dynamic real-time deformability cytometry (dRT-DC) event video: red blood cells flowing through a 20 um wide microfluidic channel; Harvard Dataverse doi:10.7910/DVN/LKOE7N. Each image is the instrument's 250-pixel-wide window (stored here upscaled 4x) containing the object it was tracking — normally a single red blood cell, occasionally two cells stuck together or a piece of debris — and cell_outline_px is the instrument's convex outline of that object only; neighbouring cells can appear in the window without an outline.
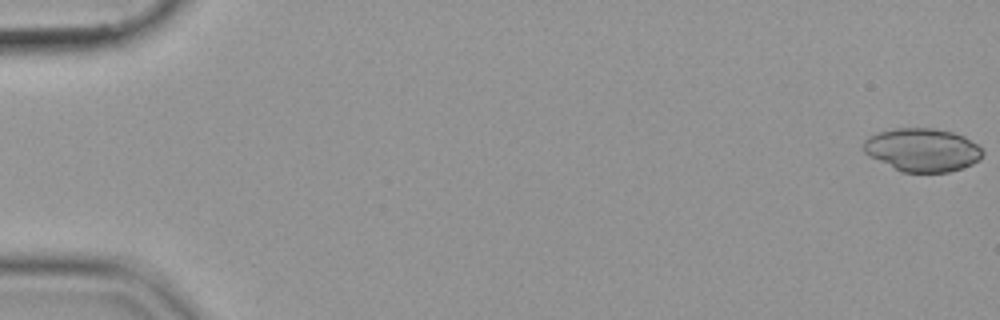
{"species": "common noctule bat (a hibernating species)", "species_latin": "Nyctalus noctula", "temperature_condition": "cold", "stored_images_in_passage": 55, "camera_frame_rate_fps": 3000, "um_per_image_px": 0.085, "animal": {"sex": "female", "body_mass_g": 19.9}, "frame": {"image": 1, "passage_image": 1, "time_ms": 0.0, "image_size_px": [1000, 320], "cell_outline_px": [[984, 152], [980, 160], [964, 168], [948, 172], [904, 172], [864, 152], [860, 144], [868, 136], [876, 132], [892, 128], [936, 128], [952, 132], [964, 136], [976, 144]], "centroid_in_image_um": [78.4, 12.72], "position_along_channel_um": 6.6, "area_um2": 30.0}}
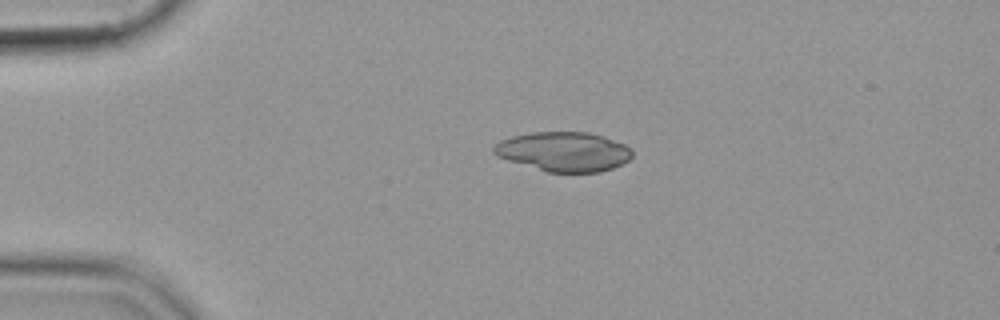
{"frame": {"image": 2, "passage_image": 13, "time_ms": 4.0, "image_size_px": [1000, 320], "cell_outline_px": [[632, 156], [628, 160], [612, 168], [600, 172], [548, 172], [508, 160], [496, 156], [492, 152], [492, 148], [500, 140], [512, 136], [532, 132], [588, 132], [604, 136], [624, 144], [632, 148]], "centroid_in_image_um": [47.91, 12.88], "position_along_channel_um": 37.1, "area_um2": 31.79}}